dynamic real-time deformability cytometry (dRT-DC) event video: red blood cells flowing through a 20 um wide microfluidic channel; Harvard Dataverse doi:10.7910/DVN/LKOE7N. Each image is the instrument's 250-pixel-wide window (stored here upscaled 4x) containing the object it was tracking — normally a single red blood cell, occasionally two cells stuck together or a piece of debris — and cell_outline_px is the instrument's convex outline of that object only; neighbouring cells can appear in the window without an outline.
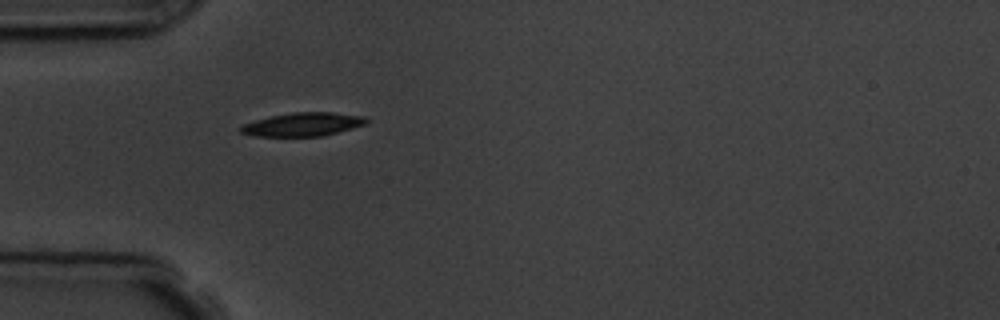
{"species": "common noctule bat (a hibernating species)", "species_latin": "Nyctalus noctula", "temperature_condition": "room temperature", "stored_images_in_passage": 2, "camera_frame_rate_fps": 3000, "um_per_image_px": 0.085, "animal": {"sex": "male", "body_mass_g": 19.5, "forearm_length_mm": 54.6}, "frame": {"image": 1, "passage_image": 2, "time_ms": 1.333, "image_size_px": [1000, 320], "cell_outline_px": [[368, 120], [364, 124], [324, 136], [252, 136], [240, 132], [240, 128], [244, 124], [256, 120], [272, 116], [292, 112], [332, 112], [368, 116]], "centroid_in_image_um": [25.77, 10.57], "position_along_channel_um": 59.2, "area_um2": 17.11}}